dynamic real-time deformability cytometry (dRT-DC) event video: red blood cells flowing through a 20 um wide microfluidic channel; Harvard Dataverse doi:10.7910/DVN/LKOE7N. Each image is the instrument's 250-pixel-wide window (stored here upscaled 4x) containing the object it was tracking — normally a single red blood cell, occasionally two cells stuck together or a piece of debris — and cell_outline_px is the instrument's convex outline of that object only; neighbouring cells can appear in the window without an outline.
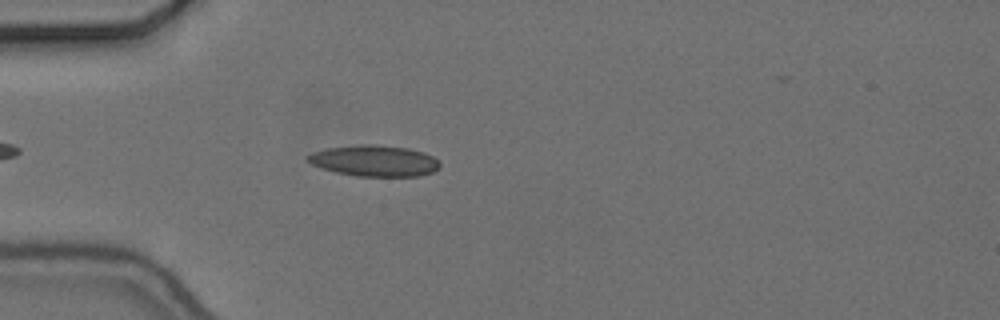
{"species": "common noctule bat (a hibernating species)", "species_latin": "Nyctalus noctula", "temperature_condition": "cold", "stored_images_in_passage": 41, "camera_frame_rate_fps": 3000, "um_per_image_px": 0.085, "animal": {"sex": "female", "body_mass_g": 24.6, "forearm_length_mm": 56.2}, "frame": {"image": 1, "passage_image": 7, "time_ms": 2.0, "image_size_px": [1000, 320], "cell_outline_px": [[440, 168], [432, 172], [416, 176], [356, 176], [336, 172], [320, 168], [312, 164], [308, 160], [308, 156], [312, 152], [324, 148], [360, 144], [376, 144], [408, 148], [424, 152], [432, 156], [440, 164]], "centroid_in_image_um": [31.81, 13.66], "position_along_channel_um": 53.2, "area_um2": 23.99}}
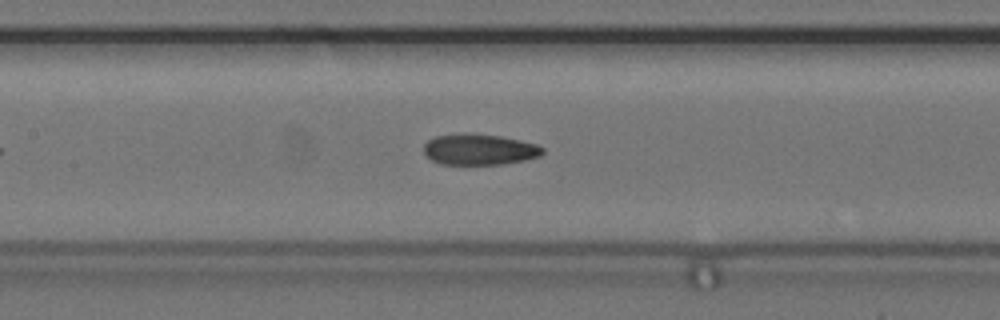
{"frame": {"image": 2, "passage_image": 17, "time_ms": 5.333, "image_size_px": [1000, 320], "cell_outline_px": [[544, 152], [540, 156], [524, 160], [500, 164], [440, 164], [424, 156], [424, 144], [428, 140], [436, 136], [460, 132], [464, 132], [500, 136], [520, 140], [536, 144], [544, 148]], "centroid_in_image_um": [40.71, 12.69], "position_along_channel_um": 166.7, "area_um2": 21.62}}
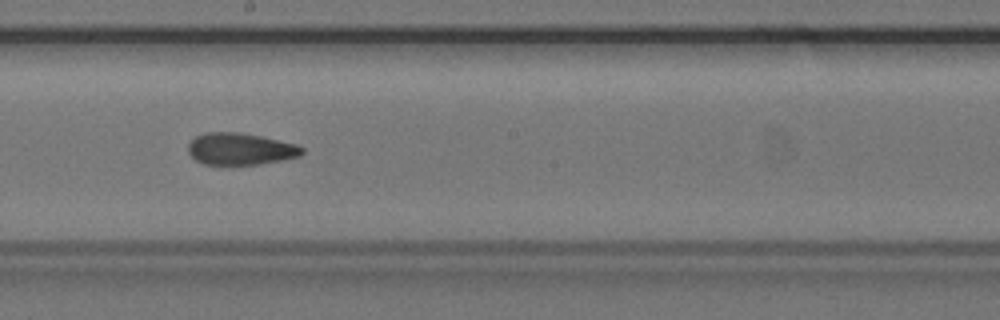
{"frame": {"image": 3, "passage_image": 22, "time_ms": 7.0, "image_size_px": [1000, 320], "cell_outline_px": [[304, 152], [300, 156], [284, 160], [260, 164], [204, 164], [196, 160], [188, 152], [188, 144], [196, 136], [204, 132], [240, 132], [260, 136], [296, 144], [304, 148]], "centroid_in_image_um": [20.44, 12.65], "position_along_channel_um": 227.8, "area_um2": 21.15}, "authors_computed_cell_mechanics": {"area_um2": 21.675, "velocity_mm_per_s": 3.6829, "shape_relaxation_time_tau1_ms": null, "shape_relaxation_time_tau2_ms": 2.3865, "deformation_change_tau1": null, "deformation_change_tau2": 0.0934}}